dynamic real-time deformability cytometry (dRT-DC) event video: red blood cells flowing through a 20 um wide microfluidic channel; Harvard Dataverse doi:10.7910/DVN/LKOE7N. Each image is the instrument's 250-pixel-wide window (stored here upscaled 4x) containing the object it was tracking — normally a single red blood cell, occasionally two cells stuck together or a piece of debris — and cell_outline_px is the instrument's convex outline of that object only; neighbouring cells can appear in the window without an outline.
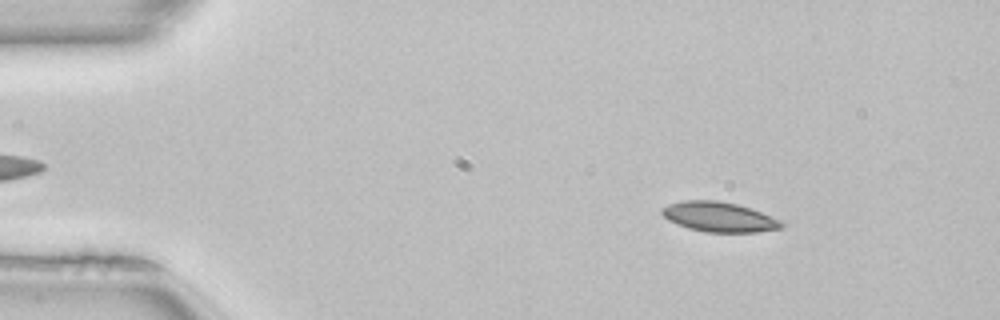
{"species": "common noctule bat (a hibernating species)", "species_latin": "Nyctalus noctula", "temperature_condition": "room temperature", "stored_images_in_passage": 50, "camera_frame_rate_fps": 3000, "um_per_image_px": 0.085, "animal": {"sex": "female", "body_mass_g": 22.7, "forearm_length_mm": 54.2}, "frame": {"image": 1, "passage_image": 7, "time_ms": 2.0, "image_size_px": [1000, 320], "cell_outline_px": [[784, 228], [756, 232], [708, 232], [688, 228], [676, 224], [668, 220], [660, 212], [660, 208], [668, 204], [684, 200], [716, 200], [736, 204], [784, 220]], "centroid_in_image_um": [61.13, 18.44], "position_along_channel_um": 23.9, "area_um2": 20.92}}
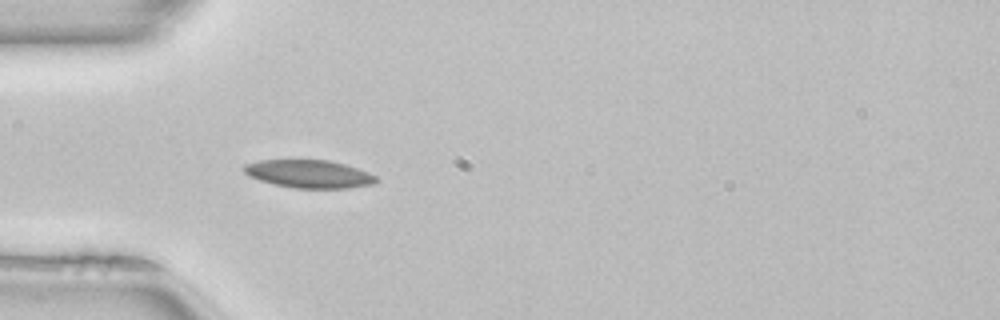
{"frame": {"image": 2, "passage_image": 15, "time_ms": 4.667, "image_size_px": [1000, 320], "cell_outline_px": [[380, 180], [372, 184], [348, 188], [292, 188], [260, 180], [248, 176], [244, 172], [244, 164], [260, 160], [328, 160], [344, 164], [368, 172], [376, 176]], "centroid_in_image_um": [26.27, 14.78], "position_along_channel_um": 58.7, "area_um2": 21.44}}
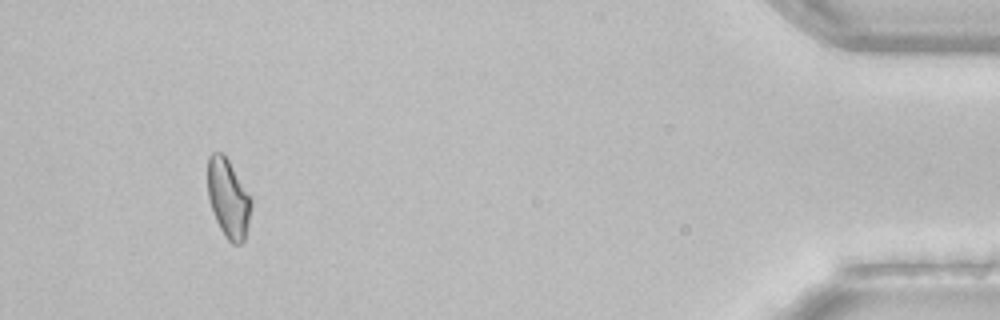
{"frame": {"image": 3, "passage_image": 47, "time_ms": 15.333, "image_size_px": [1000, 320], "cell_outline_px": [[252, 208], [244, 240], [240, 244], [232, 244], [224, 236], [212, 212], [208, 196], [208, 156], [212, 152], [224, 152], [252, 200]], "centroid_in_image_um": [19.4, 16.86], "position_along_channel_um": 415.8, "area_um2": 20.0}, "authors_computed_cell_mechanics": {"area_um2": 20.808, "velocity_mm_per_s": 4.0466, "shape_relaxation_time_tau1_ms": 4.6277, "shape_relaxation_time_tau2_ms": 8.3656, "deformation_change_tau1": 0.1084, "deformation_change_tau2": 0.1214}}